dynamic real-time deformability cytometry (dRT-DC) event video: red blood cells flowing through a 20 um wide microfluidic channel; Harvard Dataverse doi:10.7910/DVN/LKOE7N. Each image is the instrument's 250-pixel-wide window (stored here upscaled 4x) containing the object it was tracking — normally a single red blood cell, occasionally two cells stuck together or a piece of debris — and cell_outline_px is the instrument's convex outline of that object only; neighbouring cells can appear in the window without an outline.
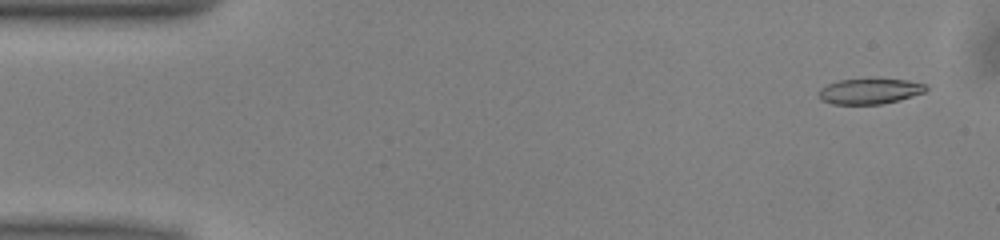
{"species": "common noctule bat (a hibernating species)", "species_latin": "Nyctalus noctula", "temperature_condition": "warm", "stored_images_in_passage": 51, "camera_frame_rate_fps": 3000, "um_per_image_px": 0.085, "animal": {"sex": "male", "body_mass_g": 13.0, "forearm_length_mm": 53.1}, "frame": {"image": 1, "passage_image": 3, "time_ms": 0.667, "image_size_px": [1000, 240], "cell_outline_px": [[928, 88], [924, 92], [900, 100], [880, 104], [832, 104], [820, 100], [820, 88], [828, 84], [840, 80], [908, 80], [924, 84]], "centroid_in_image_um": [73.92, 7.77], "position_along_channel_um": 11.1, "area_um2": 15.55}}
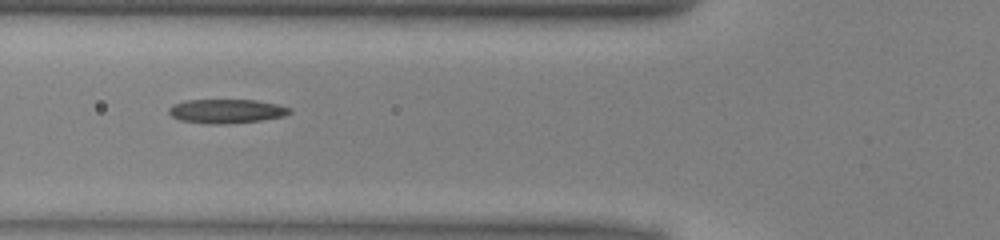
{"frame": {"image": 2, "passage_image": 19, "time_ms": 6.0, "image_size_px": [1000, 240], "cell_outline_px": [[292, 112], [284, 116], [260, 120], [220, 124], [208, 124], [180, 120], [172, 116], [168, 112], [168, 108], [172, 104], [188, 100], [256, 100], [276, 104], [292, 108]], "centroid_in_image_um": [19.24, 9.44], "position_along_channel_um": 106.6, "area_um2": 16.88}}
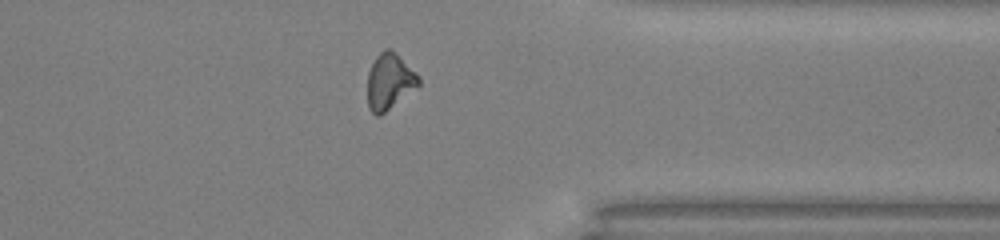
{"frame": {"image": 3, "passage_image": 40, "time_ms": 13.0, "image_size_px": [1000, 240], "cell_outline_px": [[420, 84], [380, 116], [376, 116], [368, 108], [368, 72], [376, 56], [384, 48], [392, 48], [420, 76]], "centroid_in_image_um": [33.1, 6.9], "position_along_channel_um": 378.3, "area_um2": 16.7}, "authors_computed_cell_mechanics": {"area_um2": 16.7042, "velocity_mm_per_s": 4.0258, "shape_relaxation_time_tau1_ms": 9.9457, "shape_relaxation_time_tau2_ms": 5.9911, "deformation_change_tau1": 0.2212, "deformation_change_tau2": 0.141}}